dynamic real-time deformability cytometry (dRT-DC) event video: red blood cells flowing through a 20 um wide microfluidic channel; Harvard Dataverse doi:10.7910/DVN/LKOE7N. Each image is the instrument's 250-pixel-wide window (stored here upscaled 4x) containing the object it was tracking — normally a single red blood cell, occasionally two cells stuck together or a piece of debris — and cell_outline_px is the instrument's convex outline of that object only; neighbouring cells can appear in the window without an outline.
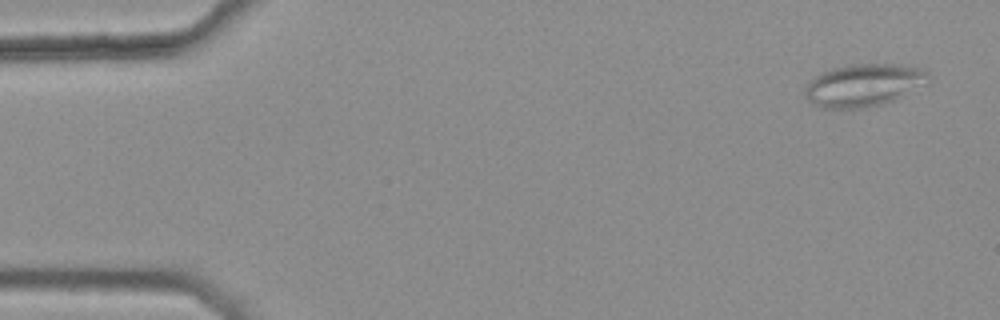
{"species": "common noctule bat (a hibernating species)", "species_latin": "Nyctalus noctula", "temperature_condition": "warm", "stored_images_in_passage": 5, "camera_frame_rate_fps": 3000, "um_per_image_px": 0.085, "animal": {"sex": "female", "body_mass_g": 25.1}, "frame": {"image": 1, "passage_image": 1, "time_ms": 0.0, "image_size_px": [1000, 320], "cell_outline_px": [[928, 84], [884, 104], [864, 108], [824, 108], [808, 100], [804, 96], [804, 88], [820, 72], [832, 68], [848, 64], [900, 64], [928, 68]], "centroid_in_image_um": [73.46, 7.22], "position_along_channel_um": 11.5, "area_um2": 30.92}}